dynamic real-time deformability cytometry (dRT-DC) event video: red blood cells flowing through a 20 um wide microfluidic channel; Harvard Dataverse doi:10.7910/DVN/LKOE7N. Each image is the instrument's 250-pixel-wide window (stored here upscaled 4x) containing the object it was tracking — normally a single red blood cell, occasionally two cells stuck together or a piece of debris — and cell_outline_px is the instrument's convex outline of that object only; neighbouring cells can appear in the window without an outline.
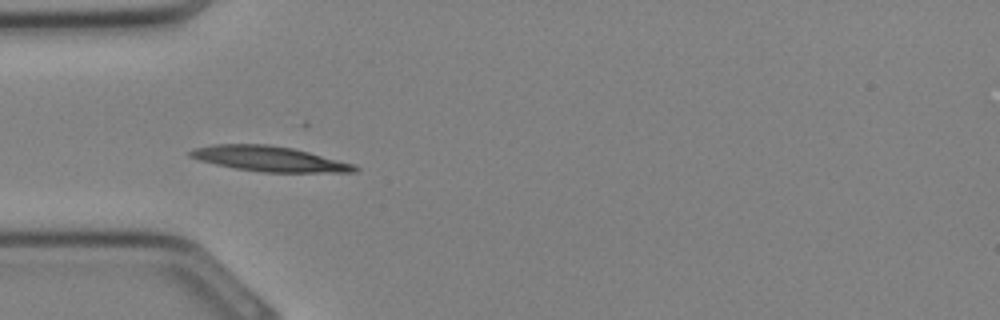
{"species": "Egyptian fruit bat (a non-hibernating species)", "species_latin": "Rousettus aegyptiacus", "temperature_condition": "cold", "stored_images_in_passage": 15, "camera_frame_rate_fps": 3000, "um_per_image_px": 0.085, "animal": {"sex": "female"}, "frame": {"image": 1, "passage_image": 10, "time_ms": 3.0, "image_size_px": [1000, 320], "cell_outline_px": [[360, 168], [356, 172], [264, 172], [236, 168], [216, 164], [200, 160], [188, 156], [188, 152], [192, 148], [216, 144], [268, 144], [292, 148], [356, 164]], "centroid_in_image_um": [22.9, 13.49], "position_along_channel_um": 62.1, "area_um2": 24.04}}